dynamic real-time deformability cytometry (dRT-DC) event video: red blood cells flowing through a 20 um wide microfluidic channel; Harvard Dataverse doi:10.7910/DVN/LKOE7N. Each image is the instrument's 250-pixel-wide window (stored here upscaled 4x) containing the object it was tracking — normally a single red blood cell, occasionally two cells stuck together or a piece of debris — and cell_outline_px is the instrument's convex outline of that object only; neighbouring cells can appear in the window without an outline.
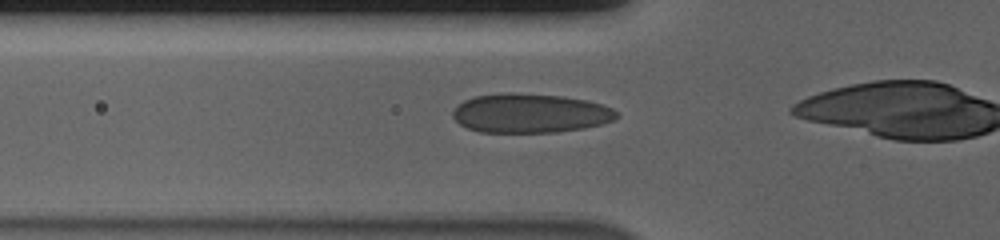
{"species": "human", "species_latin": "Homo sapiens", "temperature_condition": "cold", "stored_images_in_passage": 41, "camera_frame_rate_fps": 3000, "um_per_image_px": 0.085, "donor": {"sex": "male"}, "frame": {"image": 1, "passage_image": 15, "time_ms": 4.667, "image_size_px": [1000, 240], "cell_outline_px": [[620, 116], [604, 124], [584, 128], [556, 132], [480, 132], [468, 128], [460, 124], [452, 116], [452, 112], [464, 100], [472, 96], [508, 92], [512, 92], [564, 96], [588, 100], [612, 108]], "centroid_in_image_um": [45.07, 9.62], "position_along_channel_um": 80.7, "area_um2": 37.57}}
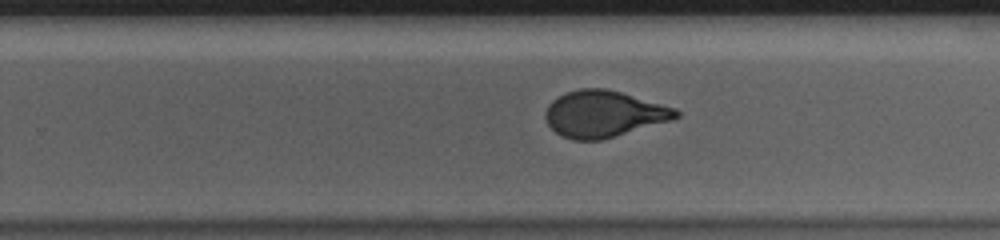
{"frame": {"image": 2, "passage_image": 31, "time_ms": 10.0, "image_size_px": [1000, 240], "cell_outline_px": [[680, 116], [672, 120], [600, 140], [572, 140], [560, 136], [548, 124], [544, 116], [544, 112], [548, 104], [556, 96], [564, 92], [580, 88], [604, 88], [620, 92], [676, 108], [680, 112]], "centroid_in_image_um": [51.28, 9.68], "position_along_channel_um": 278.5, "area_um2": 35.43}}
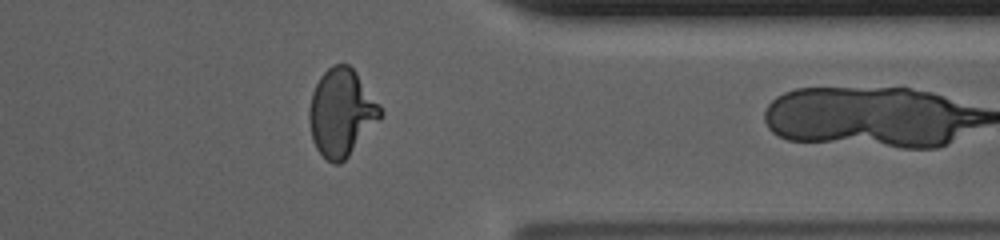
{"frame": {"image": 3, "passage_image": 40, "time_ms": 13.0, "image_size_px": [1000, 240], "cell_outline_px": [[384, 112], [380, 120], [348, 156], [340, 164], [332, 164], [316, 148], [312, 140], [308, 120], [308, 112], [312, 92], [320, 76], [332, 64], [348, 64], [356, 72], [380, 104]], "centroid_in_image_um": [29.02, 9.57], "position_along_channel_um": 382.4, "area_um2": 36.36}}